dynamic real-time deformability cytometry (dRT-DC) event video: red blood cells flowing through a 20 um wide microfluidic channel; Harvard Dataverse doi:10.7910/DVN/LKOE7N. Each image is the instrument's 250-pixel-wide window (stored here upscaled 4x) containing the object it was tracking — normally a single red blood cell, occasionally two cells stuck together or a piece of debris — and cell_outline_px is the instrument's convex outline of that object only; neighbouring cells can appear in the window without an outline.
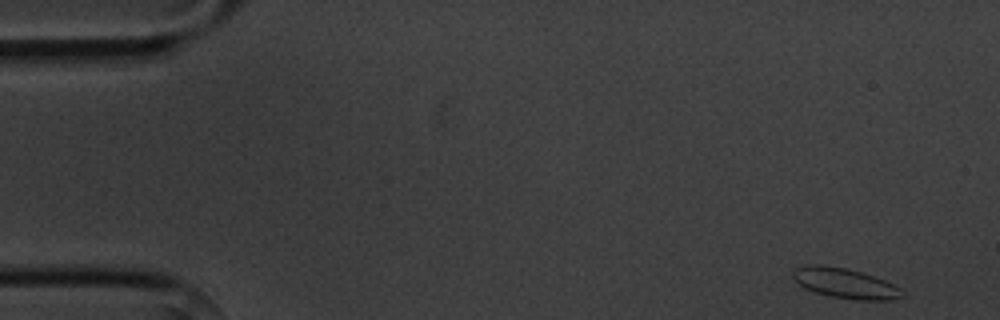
{"species": "common noctule bat (a hibernating species)", "species_latin": "Nyctalus noctula", "temperature_condition": "cold", "stored_images_in_passage": 4, "camera_frame_rate_fps": 3000, "um_per_image_px": 0.085, "animal": {"sex": "male", "body_mass_g": 20.1, "forearm_length_mm": 53.5}, "frame": {"image": 1, "passage_image": 1, "time_ms": 0.0, "image_size_px": [1000, 320], "cell_outline_px": [[904, 296], [892, 300], [856, 300], [828, 296], [804, 288], [792, 280], [792, 272], [796, 268], [808, 264], [824, 264], [844, 268], [860, 272], [884, 280], [900, 288], [904, 292]], "centroid_in_image_um": [71.79, 24.08], "position_along_channel_um": 13.2, "area_um2": 19.31}}